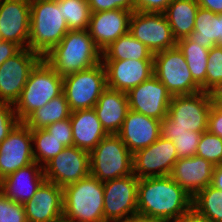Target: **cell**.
<instances>
[{
  "label": "cell",
  "mask_w": 222,
  "mask_h": 222,
  "mask_svg": "<svg viewBox=\"0 0 222 222\" xmlns=\"http://www.w3.org/2000/svg\"><path fill=\"white\" fill-rule=\"evenodd\" d=\"M71 110L64 93L32 112L23 122L31 130L45 129L50 124L70 118Z\"/></svg>",
  "instance_id": "4316f807"
},
{
  "label": "cell",
  "mask_w": 222,
  "mask_h": 222,
  "mask_svg": "<svg viewBox=\"0 0 222 222\" xmlns=\"http://www.w3.org/2000/svg\"><path fill=\"white\" fill-rule=\"evenodd\" d=\"M171 222H211L201 215L193 206Z\"/></svg>",
  "instance_id": "ee69618b"
},
{
  "label": "cell",
  "mask_w": 222,
  "mask_h": 222,
  "mask_svg": "<svg viewBox=\"0 0 222 222\" xmlns=\"http://www.w3.org/2000/svg\"><path fill=\"white\" fill-rule=\"evenodd\" d=\"M212 101L208 92L172 96L160 133L205 132Z\"/></svg>",
  "instance_id": "5b68a950"
},
{
  "label": "cell",
  "mask_w": 222,
  "mask_h": 222,
  "mask_svg": "<svg viewBox=\"0 0 222 222\" xmlns=\"http://www.w3.org/2000/svg\"><path fill=\"white\" fill-rule=\"evenodd\" d=\"M28 48L44 57L69 31L58 0H30Z\"/></svg>",
  "instance_id": "3957f363"
},
{
  "label": "cell",
  "mask_w": 222,
  "mask_h": 222,
  "mask_svg": "<svg viewBox=\"0 0 222 222\" xmlns=\"http://www.w3.org/2000/svg\"><path fill=\"white\" fill-rule=\"evenodd\" d=\"M196 155L209 161L214 166L222 164V138L210 133H202Z\"/></svg>",
  "instance_id": "e575fe53"
},
{
  "label": "cell",
  "mask_w": 222,
  "mask_h": 222,
  "mask_svg": "<svg viewBox=\"0 0 222 222\" xmlns=\"http://www.w3.org/2000/svg\"><path fill=\"white\" fill-rule=\"evenodd\" d=\"M89 155L90 174L101 182L133 174V154L117 134H108Z\"/></svg>",
  "instance_id": "52a82bcc"
},
{
  "label": "cell",
  "mask_w": 222,
  "mask_h": 222,
  "mask_svg": "<svg viewBox=\"0 0 222 222\" xmlns=\"http://www.w3.org/2000/svg\"><path fill=\"white\" fill-rule=\"evenodd\" d=\"M33 162L31 129L19 122L0 143V180Z\"/></svg>",
  "instance_id": "9a60e30c"
},
{
  "label": "cell",
  "mask_w": 222,
  "mask_h": 222,
  "mask_svg": "<svg viewBox=\"0 0 222 222\" xmlns=\"http://www.w3.org/2000/svg\"><path fill=\"white\" fill-rule=\"evenodd\" d=\"M27 222H56L63 219V188L44 180L33 197L23 204Z\"/></svg>",
  "instance_id": "d6986e66"
},
{
  "label": "cell",
  "mask_w": 222,
  "mask_h": 222,
  "mask_svg": "<svg viewBox=\"0 0 222 222\" xmlns=\"http://www.w3.org/2000/svg\"><path fill=\"white\" fill-rule=\"evenodd\" d=\"M44 180L43 167L33 162L0 180V190L14 202L24 204Z\"/></svg>",
  "instance_id": "603a6c76"
},
{
  "label": "cell",
  "mask_w": 222,
  "mask_h": 222,
  "mask_svg": "<svg viewBox=\"0 0 222 222\" xmlns=\"http://www.w3.org/2000/svg\"><path fill=\"white\" fill-rule=\"evenodd\" d=\"M43 170L45 180L64 188L90 175L89 152L75 146L65 147Z\"/></svg>",
  "instance_id": "4fadbf2b"
},
{
  "label": "cell",
  "mask_w": 222,
  "mask_h": 222,
  "mask_svg": "<svg viewBox=\"0 0 222 222\" xmlns=\"http://www.w3.org/2000/svg\"><path fill=\"white\" fill-rule=\"evenodd\" d=\"M70 122L73 146L88 152L108 135L93 108L71 112Z\"/></svg>",
  "instance_id": "d4e9b609"
},
{
  "label": "cell",
  "mask_w": 222,
  "mask_h": 222,
  "mask_svg": "<svg viewBox=\"0 0 222 222\" xmlns=\"http://www.w3.org/2000/svg\"><path fill=\"white\" fill-rule=\"evenodd\" d=\"M0 222H27L24 205L14 202L0 190Z\"/></svg>",
  "instance_id": "8d00e7d4"
},
{
  "label": "cell",
  "mask_w": 222,
  "mask_h": 222,
  "mask_svg": "<svg viewBox=\"0 0 222 222\" xmlns=\"http://www.w3.org/2000/svg\"><path fill=\"white\" fill-rule=\"evenodd\" d=\"M177 160L173 141L160 136L150 146L133 154V174L139 179L168 176Z\"/></svg>",
  "instance_id": "5bb4252c"
},
{
  "label": "cell",
  "mask_w": 222,
  "mask_h": 222,
  "mask_svg": "<svg viewBox=\"0 0 222 222\" xmlns=\"http://www.w3.org/2000/svg\"><path fill=\"white\" fill-rule=\"evenodd\" d=\"M129 109L162 121L166 116L172 95L153 75L128 93Z\"/></svg>",
  "instance_id": "2e32d148"
},
{
  "label": "cell",
  "mask_w": 222,
  "mask_h": 222,
  "mask_svg": "<svg viewBox=\"0 0 222 222\" xmlns=\"http://www.w3.org/2000/svg\"><path fill=\"white\" fill-rule=\"evenodd\" d=\"M124 222H165V221L152 220V219H147V218L136 216V217L129 218L125 220Z\"/></svg>",
  "instance_id": "c3c4849f"
},
{
  "label": "cell",
  "mask_w": 222,
  "mask_h": 222,
  "mask_svg": "<svg viewBox=\"0 0 222 222\" xmlns=\"http://www.w3.org/2000/svg\"><path fill=\"white\" fill-rule=\"evenodd\" d=\"M34 161L44 167L65 146L45 129L31 130ZM42 162V163H41Z\"/></svg>",
  "instance_id": "1f68e13d"
},
{
  "label": "cell",
  "mask_w": 222,
  "mask_h": 222,
  "mask_svg": "<svg viewBox=\"0 0 222 222\" xmlns=\"http://www.w3.org/2000/svg\"><path fill=\"white\" fill-rule=\"evenodd\" d=\"M69 30L88 29L91 11L87 0H58Z\"/></svg>",
  "instance_id": "d6a6232c"
},
{
  "label": "cell",
  "mask_w": 222,
  "mask_h": 222,
  "mask_svg": "<svg viewBox=\"0 0 222 222\" xmlns=\"http://www.w3.org/2000/svg\"><path fill=\"white\" fill-rule=\"evenodd\" d=\"M30 0H0V37L28 48Z\"/></svg>",
  "instance_id": "e0dca14e"
},
{
  "label": "cell",
  "mask_w": 222,
  "mask_h": 222,
  "mask_svg": "<svg viewBox=\"0 0 222 222\" xmlns=\"http://www.w3.org/2000/svg\"><path fill=\"white\" fill-rule=\"evenodd\" d=\"M45 130L52 134L65 147L73 146L72 127L70 118L62 121H57L50 124Z\"/></svg>",
  "instance_id": "ab89813d"
},
{
  "label": "cell",
  "mask_w": 222,
  "mask_h": 222,
  "mask_svg": "<svg viewBox=\"0 0 222 222\" xmlns=\"http://www.w3.org/2000/svg\"><path fill=\"white\" fill-rule=\"evenodd\" d=\"M176 46L182 52L193 80L206 92V69L208 63V48L194 43L187 37L177 40Z\"/></svg>",
  "instance_id": "f546056e"
},
{
  "label": "cell",
  "mask_w": 222,
  "mask_h": 222,
  "mask_svg": "<svg viewBox=\"0 0 222 222\" xmlns=\"http://www.w3.org/2000/svg\"><path fill=\"white\" fill-rule=\"evenodd\" d=\"M106 88V70L102 62L63 77V93L71 112L92 109Z\"/></svg>",
  "instance_id": "ba28073f"
},
{
  "label": "cell",
  "mask_w": 222,
  "mask_h": 222,
  "mask_svg": "<svg viewBox=\"0 0 222 222\" xmlns=\"http://www.w3.org/2000/svg\"><path fill=\"white\" fill-rule=\"evenodd\" d=\"M203 132L160 133L161 137L173 141L178 159L196 155L197 147Z\"/></svg>",
  "instance_id": "836d02e7"
},
{
  "label": "cell",
  "mask_w": 222,
  "mask_h": 222,
  "mask_svg": "<svg viewBox=\"0 0 222 222\" xmlns=\"http://www.w3.org/2000/svg\"><path fill=\"white\" fill-rule=\"evenodd\" d=\"M56 222H67V221H65L64 219H61V220L56 221Z\"/></svg>",
  "instance_id": "f907efd6"
},
{
  "label": "cell",
  "mask_w": 222,
  "mask_h": 222,
  "mask_svg": "<svg viewBox=\"0 0 222 222\" xmlns=\"http://www.w3.org/2000/svg\"><path fill=\"white\" fill-rule=\"evenodd\" d=\"M138 184L134 174L103 182L105 222H124L138 215Z\"/></svg>",
  "instance_id": "30bf717a"
},
{
  "label": "cell",
  "mask_w": 222,
  "mask_h": 222,
  "mask_svg": "<svg viewBox=\"0 0 222 222\" xmlns=\"http://www.w3.org/2000/svg\"><path fill=\"white\" fill-rule=\"evenodd\" d=\"M91 12H101L115 9L136 11L135 0H87Z\"/></svg>",
  "instance_id": "74e56055"
},
{
  "label": "cell",
  "mask_w": 222,
  "mask_h": 222,
  "mask_svg": "<svg viewBox=\"0 0 222 222\" xmlns=\"http://www.w3.org/2000/svg\"><path fill=\"white\" fill-rule=\"evenodd\" d=\"M206 92L222 86V47L214 46L208 53L206 69Z\"/></svg>",
  "instance_id": "d590c367"
},
{
  "label": "cell",
  "mask_w": 222,
  "mask_h": 222,
  "mask_svg": "<svg viewBox=\"0 0 222 222\" xmlns=\"http://www.w3.org/2000/svg\"><path fill=\"white\" fill-rule=\"evenodd\" d=\"M103 182L91 174L63 188V219L67 222H105Z\"/></svg>",
  "instance_id": "277c9868"
},
{
  "label": "cell",
  "mask_w": 222,
  "mask_h": 222,
  "mask_svg": "<svg viewBox=\"0 0 222 222\" xmlns=\"http://www.w3.org/2000/svg\"><path fill=\"white\" fill-rule=\"evenodd\" d=\"M210 185L219 190H222V164L214 166Z\"/></svg>",
  "instance_id": "7dc6e473"
},
{
  "label": "cell",
  "mask_w": 222,
  "mask_h": 222,
  "mask_svg": "<svg viewBox=\"0 0 222 222\" xmlns=\"http://www.w3.org/2000/svg\"><path fill=\"white\" fill-rule=\"evenodd\" d=\"M172 0H135L137 12L164 13Z\"/></svg>",
  "instance_id": "60d3db41"
},
{
  "label": "cell",
  "mask_w": 222,
  "mask_h": 222,
  "mask_svg": "<svg viewBox=\"0 0 222 222\" xmlns=\"http://www.w3.org/2000/svg\"><path fill=\"white\" fill-rule=\"evenodd\" d=\"M63 92V77L43 58L32 69L18 101L15 114L23 122L36 109L43 107Z\"/></svg>",
  "instance_id": "8992f818"
},
{
  "label": "cell",
  "mask_w": 222,
  "mask_h": 222,
  "mask_svg": "<svg viewBox=\"0 0 222 222\" xmlns=\"http://www.w3.org/2000/svg\"><path fill=\"white\" fill-rule=\"evenodd\" d=\"M207 130L222 138V112L215 109L213 106L209 112Z\"/></svg>",
  "instance_id": "b9f144b4"
},
{
  "label": "cell",
  "mask_w": 222,
  "mask_h": 222,
  "mask_svg": "<svg viewBox=\"0 0 222 222\" xmlns=\"http://www.w3.org/2000/svg\"><path fill=\"white\" fill-rule=\"evenodd\" d=\"M42 58L37 52L22 48L0 66V103L14 106L32 69Z\"/></svg>",
  "instance_id": "8fae6325"
},
{
  "label": "cell",
  "mask_w": 222,
  "mask_h": 222,
  "mask_svg": "<svg viewBox=\"0 0 222 222\" xmlns=\"http://www.w3.org/2000/svg\"><path fill=\"white\" fill-rule=\"evenodd\" d=\"M154 76L172 96L194 94L201 87L193 80L185 57L176 46L153 55Z\"/></svg>",
  "instance_id": "9c48e42d"
},
{
  "label": "cell",
  "mask_w": 222,
  "mask_h": 222,
  "mask_svg": "<svg viewBox=\"0 0 222 222\" xmlns=\"http://www.w3.org/2000/svg\"><path fill=\"white\" fill-rule=\"evenodd\" d=\"M19 122L20 121L15 114L14 106L0 103V143L9 135Z\"/></svg>",
  "instance_id": "f35d334b"
},
{
  "label": "cell",
  "mask_w": 222,
  "mask_h": 222,
  "mask_svg": "<svg viewBox=\"0 0 222 222\" xmlns=\"http://www.w3.org/2000/svg\"><path fill=\"white\" fill-rule=\"evenodd\" d=\"M192 206L211 222H222V190L207 186L193 197Z\"/></svg>",
  "instance_id": "4dcf8cb0"
},
{
  "label": "cell",
  "mask_w": 222,
  "mask_h": 222,
  "mask_svg": "<svg viewBox=\"0 0 222 222\" xmlns=\"http://www.w3.org/2000/svg\"><path fill=\"white\" fill-rule=\"evenodd\" d=\"M43 59L62 77L102 62V51L87 29L69 30Z\"/></svg>",
  "instance_id": "7a4b0ae2"
},
{
  "label": "cell",
  "mask_w": 222,
  "mask_h": 222,
  "mask_svg": "<svg viewBox=\"0 0 222 222\" xmlns=\"http://www.w3.org/2000/svg\"><path fill=\"white\" fill-rule=\"evenodd\" d=\"M132 13L124 9L91 12L87 30L101 51L105 50L119 37L129 32Z\"/></svg>",
  "instance_id": "ffe728a7"
},
{
  "label": "cell",
  "mask_w": 222,
  "mask_h": 222,
  "mask_svg": "<svg viewBox=\"0 0 222 222\" xmlns=\"http://www.w3.org/2000/svg\"><path fill=\"white\" fill-rule=\"evenodd\" d=\"M193 197L169 175L139 179V217L171 222L192 207Z\"/></svg>",
  "instance_id": "6da1fadb"
},
{
  "label": "cell",
  "mask_w": 222,
  "mask_h": 222,
  "mask_svg": "<svg viewBox=\"0 0 222 222\" xmlns=\"http://www.w3.org/2000/svg\"><path fill=\"white\" fill-rule=\"evenodd\" d=\"M214 165L202 157L179 158L173 165L170 177L194 197L211 184Z\"/></svg>",
  "instance_id": "7402d4cb"
},
{
  "label": "cell",
  "mask_w": 222,
  "mask_h": 222,
  "mask_svg": "<svg viewBox=\"0 0 222 222\" xmlns=\"http://www.w3.org/2000/svg\"><path fill=\"white\" fill-rule=\"evenodd\" d=\"M217 46L222 47V14H220V40H219Z\"/></svg>",
  "instance_id": "681fc988"
},
{
  "label": "cell",
  "mask_w": 222,
  "mask_h": 222,
  "mask_svg": "<svg viewBox=\"0 0 222 222\" xmlns=\"http://www.w3.org/2000/svg\"><path fill=\"white\" fill-rule=\"evenodd\" d=\"M198 9L196 0H172L169 3L163 14L176 40L185 38L194 31Z\"/></svg>",
  "instance_id": "484cf974"
},
{
  "label": "cell",
  "mask_w": 222,
  "mask_h": 222,
  "mask_svg": "<svg viewBox=\"0 0 222 222\" xmlns=\"http://www.w3.org/2000/svg\"><path fill=\"white\" fill-rule=\"evenodd\" d=\"M107 87L128 93L154 75L153 60H102Z\"/></svg>",
  "instance_id": "ac0fdd59"
},
{
  "label": "cell",
  "mask_w": 222,
  "mask_h": 222,
  "mask_svg": "<svg viewBox=\"0 0 222 222\" xmlns=\"http://www.w3.org/2000/svg\"><path fill=\"white\" fill-rule=\"evenodd\" d=\"M22 48L12 41H0V66L9 58L16 55Z\"/></svg>",
  "instance_id": "7bdbcfd3"
},
{
  "label": "cell",
  "mask_w": 222,
  "mask_h": 222,
  "mask_svg": "<svg viewBox=\"0 0 222 222\" xmlns=\"http://www.w3.org/2000/svg\"><path fill=\"white\" fill-rule=\"evenodd\" d=\"M187 38L205 48L216 46L220 40V14L199 7L194 31Z\"/></svg>",
  "instance_id": "f1b7e54d"
},
{
  "label": "cell",
  "mask_w": 222,
  "mask_h": 222,
  "mask_svg": "<svg viewBox=\"0 0 222 222\" xmlns=\"http://www.w3.org/2000/svg\"><path fill=\"white\" fill-rule=\"evenodd\" d=\"M107 134H118L129 110L127 93L106 88L93 107Z\"/></svg>",
  "instance_id": "cb8c5ba5"
},
{
  "label": "cell",
  "mask_w": 222,
  "mask_h": 222,
  "mask_svg": "<svg viewBox=\"0 0 222 222\" xmlns=\"http://www.w3.org/2000/svg\"><path fill=\"white\" fill-rule=\"evenodd\" d=\"M129 33L145 44L153 55L174 48L177 44L163 13L134 11L130 18Z\"/></svg>",
  "instance_id": "7c38bea8"
},
{
  "label": "cell",
  "mask_w": 222,
  "mask_h": 222,
  "mask_svg": "<svg viewBox=\"0 0 222 222\" xmlns=\"http://www.w3.org/2000/svg\"><path fill=\"white\" fill-rule=\"evenodd\" d=\"M102 60H153V53L127 32L102 51Z\"/></svg>",
  "instance_id": "83f0119b"
},
{
  "label": "cell",
  "mask_w": 222,
  "mask_h": 222,
  "mask_svg": "<svg viewBox=\"0 0 222 222\" xmlns=\"http://www.w3.org/2000/svg\"><path fill=\"white\" fill-rule=\"evenodd\" d=\"M209 94L212 106L222 112V86L213 89Z\"/></svg>",
  "instance_id": "bcb514c9"
},
{
  "label": "cell",
  "mask_w": 222,
  "mask_h": 222,
  "mask_svg": "<svg viewBox=\"0 0 222 222\" xmlns=\"http://www.w3.org/2000/svg\"><path fill=\"white\" fill-rule=\"evenodd\" d=\"M199 7L212 11L219 15L222 14V0H196Z\"/></svg>",
  "instance_id": "f6af8a7d"
},
{
  "label": "cell",
  "mask_w": 222,
  "mask_h": 222,
  "mask_svg": "<svg viewBox=\"0 0 222 222\" xmlns=\"http://www.w3.org/2000/svg\"><path fill=\"white\" fill-rule=\"evenodd\" d=\"M161 121L128 110L117 134L132 154L154 143L160 136Z\"/></svg>",
  "instance_id": "44dd1931"
}]
</instances>
